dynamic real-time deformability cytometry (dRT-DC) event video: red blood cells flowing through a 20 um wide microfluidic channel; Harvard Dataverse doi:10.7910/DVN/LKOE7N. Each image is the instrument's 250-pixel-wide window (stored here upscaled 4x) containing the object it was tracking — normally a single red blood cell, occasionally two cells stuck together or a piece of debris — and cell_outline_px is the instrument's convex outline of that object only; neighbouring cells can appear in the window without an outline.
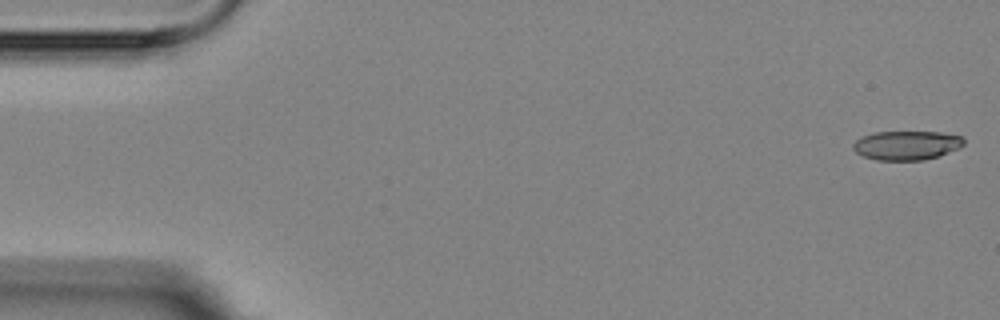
{"species": "Egyptian fruit bat (a non-hibernating species)", "species_latin": "Rousettus aegyptiacus", "temperature_condition": "room temperature", "stored_images_in_passage": 5, "camera_frame_rate_fps": 3000, "um_per_image_px": 0.085, "animal": {"sex": "female"}, "frame": {"image": 1, "passage_image": 1, "time_ms": 0.0, "image_size_px": [1000, 320], "cell_outline_px": [[964, 144], [960, 148], [940, 156], [924, 160], [876, 160], [864, 156], [856, 152], [852, 148], [852, 144], [856, 140], [864, 136], [876, 132], [940, 132], [964, 136]], "centroid_in_image_um": [77.11, 12.35], "position_along_channel_um": 7.9, "area_um2": 18.9}}
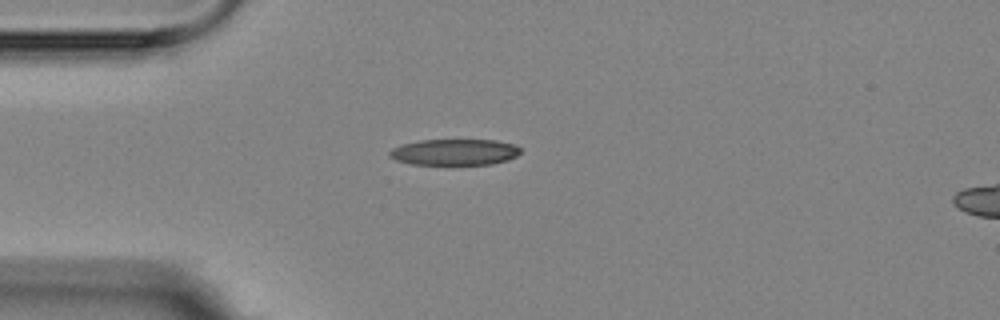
{"frame": {"image": 2, "passage_image": 5, "time_ms": 4.333, "image_size_px": [1000, 320], "cell_outline_px": [[520, 152], [516, 156], [508, 160], [492, 164], [448, 168], [412, 164], [396, 160], [388, 156], [388, 152], [392, 148], [400, 144], [420, 140], [496, 140], [512, 144], [520, 148]], "centroid_in_image_um": [38.58, 12.98], "position_along_channel_um": 46.4, "area_um2": 21.1}}